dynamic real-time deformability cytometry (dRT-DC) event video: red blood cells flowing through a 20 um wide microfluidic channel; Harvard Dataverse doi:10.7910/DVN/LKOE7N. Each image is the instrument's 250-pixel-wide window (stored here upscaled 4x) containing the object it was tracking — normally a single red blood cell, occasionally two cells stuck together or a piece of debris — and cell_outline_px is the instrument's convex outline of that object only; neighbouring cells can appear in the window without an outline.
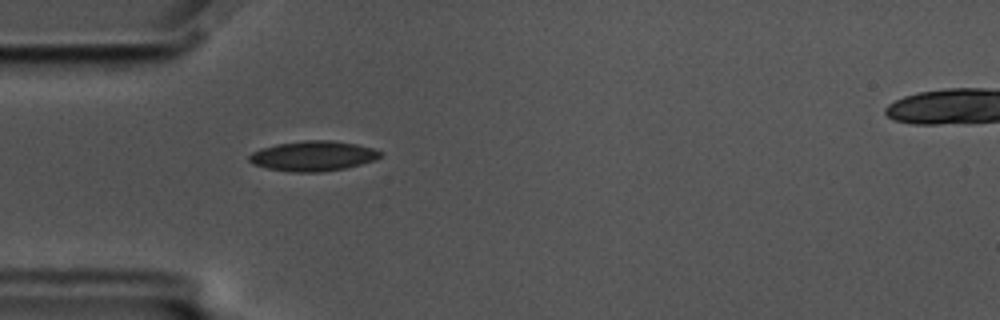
{"species": "common noctule bat (a hibernating species)", "species_latin": "Nyctalus noctula", "temperature_condition": "cold", "stored_images_in_passage": 43, "camera_frame_rate_fps": 3000, "um_per_image_px": 0.085, "animal": {"sex": "male", "body_mass_g": 17.5, "forearm_length_mm": 52.3}, "frame": {"image": 1, "passage_image": 2, "time_ms": 0.333, "image_size_px": [1000, 320], "cell_outline_px": [[384, 152], [376, 160], [344, 168], [320, 172], [288, 172], [268, 168], [252, 164], [248, 160], [248, 156], [252, 152], [260, 148], [276, 144], [304, 140], [332, 140], [356, 144], [372, 148]], "centroid_in_image_um": [26.59, 13.25], "position_along_channel_um": 58.4, "area_um2": 23.06}}
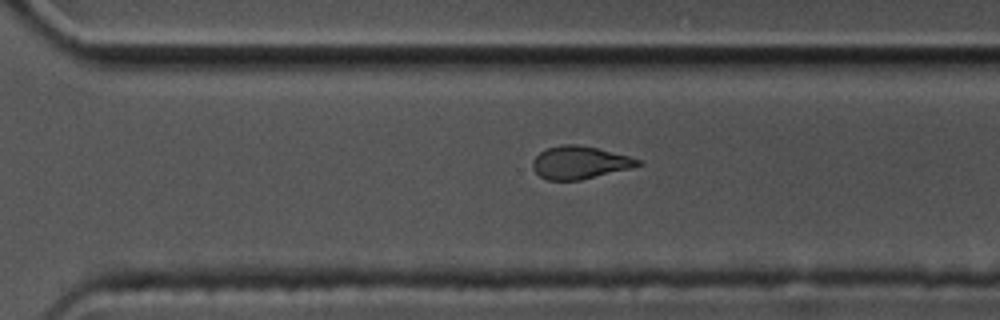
{"frame": {"image": 2, "passage_image": 25, "time_ms": 8.0, "image_size_px": [1000, 320], "cell_outline_px": [[644, 164], [580, 180], [548, 180], [540, 176], [532, 168], [532, 160], [540, 152], [548, 148], [560, 144], [576, 144], [596, 148], [632, 156], [640, 160]], "centroid_in_image_um": [49.26, 13.8], "position_along_channel_um": 321.3, "area_um2": 19.94}}
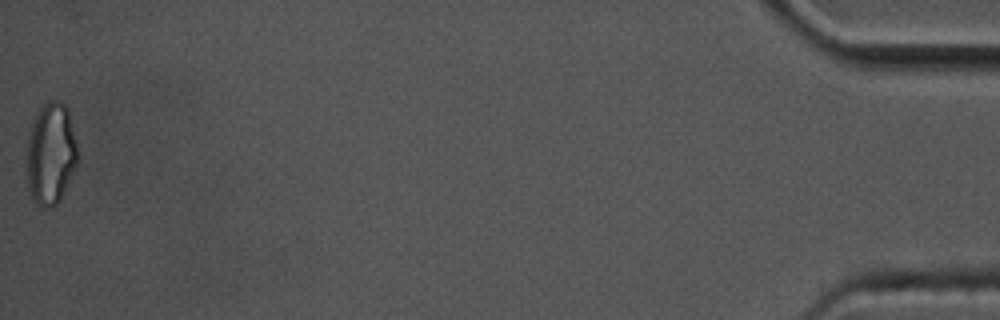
{"frame": {"image": 3, "passage_image": 43, "time_ms": 14.0, "image_size_px": [1000, 320], "cell_outline_px": [[80, 156], [60, 200], [52, 208], [44, 208], [36, 204], [28, 188], [28, 132], [40, 108], [48, 100], [60, 100], [68, 108]], "centroid_in_image_um": [4.35, 13.05], "position_along_channel_um": 430.9, "area_um2": 30.23}, "authors_computed_cell_mechanics": {"area_um2": 21.6172, "velocity_mm_per_s": 3.4733, "shape_relaxation_time_tau1_ms": 7.2987, "shape_relaxation_time_tau2_ms": 2.9774, "deformation_change_tau1": 0.1458, "deformation_change_tau2": 0.0637}}